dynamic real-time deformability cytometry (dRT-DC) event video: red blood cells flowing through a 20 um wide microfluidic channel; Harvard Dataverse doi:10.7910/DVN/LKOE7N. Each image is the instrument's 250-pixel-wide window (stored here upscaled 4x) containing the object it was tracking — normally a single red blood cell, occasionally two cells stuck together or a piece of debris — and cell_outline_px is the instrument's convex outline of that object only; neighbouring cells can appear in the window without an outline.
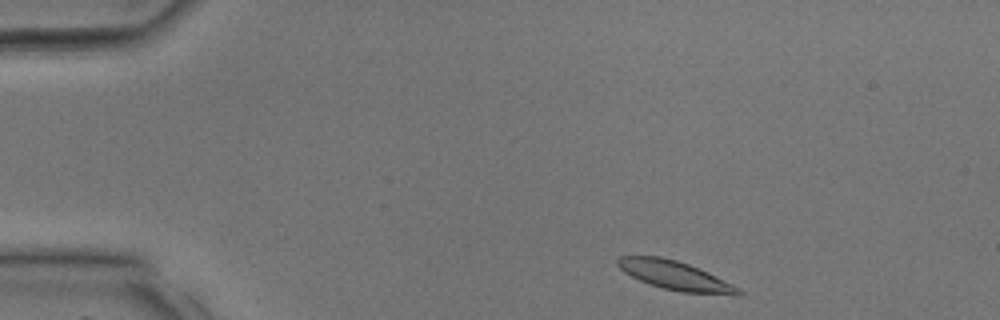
{"species": "common noctule bat (a hibernating species)", "species_latin": "Nyctalus noctula", "temperature_condition": "room temperature", "stored_images_in_passage": 32, "camera_frame_rate_fps": 3000, "um_per_image_px": 0.085, "animal": {"sex": "male", "body_mass_g": 17.9, "forearm_length_mm": 54.2}, "frame": {"image": 1, "passage_image": 2, "time_ms": 0.333, "image_size_px": [1000, 320], "cell_outline_px": [[744, 292], [740, 296], [736, 296], [680, 292], [664, 288], [640, 280], [624, 272], [616, 264], [616, 260], [620, 256], [660, 256], [676, 260], [688, 264], [708, 272], [740, 288]], "centroid_in_image_um": [57.44, 23.43], "position_along_channel_um": 27.6, "area_um2": 20.35}}
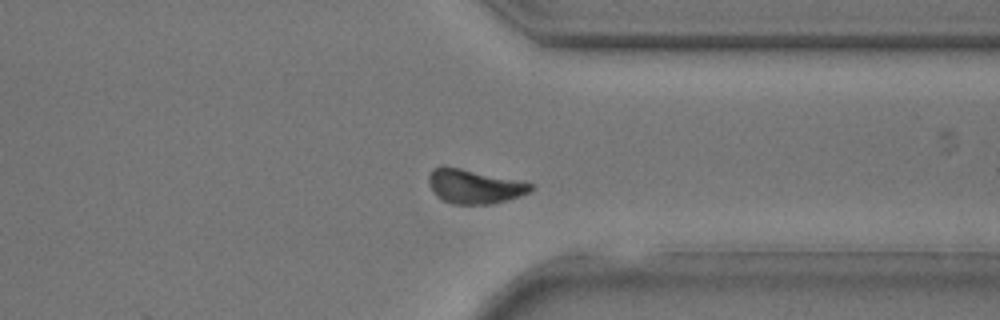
{"frame": {"image": 2, "passage_image": 24, "time_ms": 7.667, "image_size_px": [1000, 320], "cell_outline_px": [[536, 184], [528, 192], [520, 196], [508, 200], [492, 204], [452, 204], [440, 200], [432, 192], [428, 184], [428, 176], [432, 168], [440, 164], [444, 164], [524, 180]], "centroid_in_image_um": [40.3, 15.81], "position_along_channel_um": 371.1, "area_um2": 21.33}}
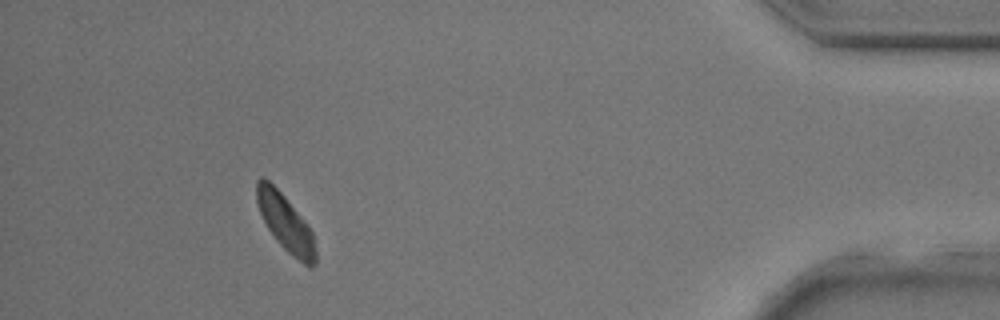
{"frame": {"image": 3, "passage_image": 29, "time_ms": 9.333, "image_size_px": [1000, 320], "cell_outline_px": [[316, 264], [312, 268], [308, 268], [292, 256], [276, 240], [268, 228], [260, 212], [256, 200], [256, 180], [260, 176], [264, 176], [284, 196], [308, 224], [312, 232], [316, 248]], "centroid_in_image_um": [24.29, 18.97], "position_along_channel_um": 410.9, "area_um2": 19.54}}